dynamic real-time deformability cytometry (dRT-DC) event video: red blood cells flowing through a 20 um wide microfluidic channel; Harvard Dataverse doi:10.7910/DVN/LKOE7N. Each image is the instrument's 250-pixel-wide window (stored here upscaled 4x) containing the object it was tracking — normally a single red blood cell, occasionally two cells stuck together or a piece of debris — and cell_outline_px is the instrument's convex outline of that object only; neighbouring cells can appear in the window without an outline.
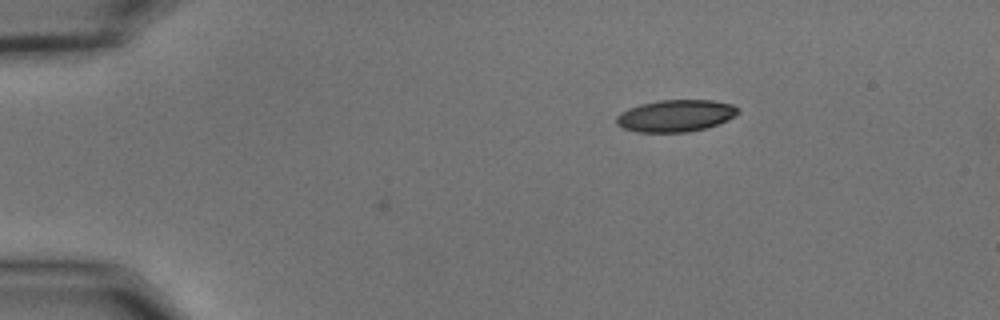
{"species": "common noctule bat (a hibernating species)", "species_latin": "Nyctalus noctula", "temperature_condition": "cold", "stored_images_in_passage": 7, "camera_frame_rate_fps": 3000, "um_per_image_px": 0.085, "animal": {"sex": "male", "body_mass_g": 15.6}, "frame": {"image": 1, "passage_image": 1, "time_ms": 0.0, "image_size_px": [1000, 320], "cell_outline_px": [[740, 112], [716, 124], [704, 128], [688, 132], [636, 132], [624, 128], [616, 124], [616, 116], [620, 112], [628, 108], [640, 104], [660, 100], [712, 100], [732, 104], [740, 108]], "centroid_in_image_um": [57.39, 9.83], "position_along_channel_um": 27.6, "area_um2": 22.54}}